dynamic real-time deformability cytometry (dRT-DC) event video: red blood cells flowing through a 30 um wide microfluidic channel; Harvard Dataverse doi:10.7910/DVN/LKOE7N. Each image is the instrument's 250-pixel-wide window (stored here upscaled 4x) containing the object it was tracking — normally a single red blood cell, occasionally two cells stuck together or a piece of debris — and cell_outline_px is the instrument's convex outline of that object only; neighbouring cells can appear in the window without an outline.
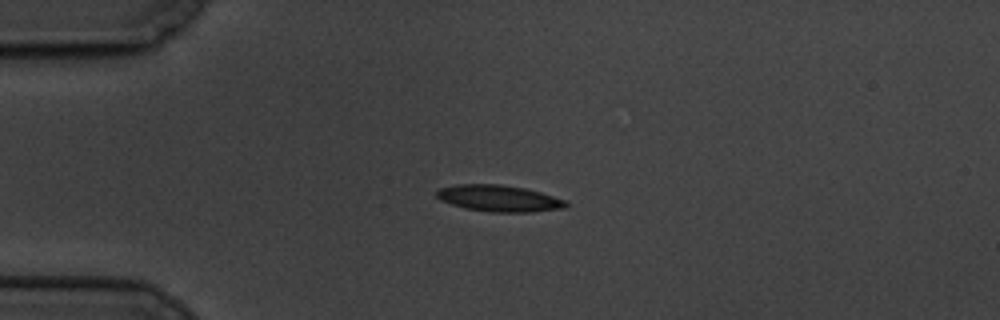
{"species": "common noctule bat (a hibernating species)", "species_latin": "Nyctalus noctula", "temperature_condition": "cold", "stored_images_in_passage": 5, "camera_frame_rate_fps": 3000, "um_per_image_px": 0.085, "animal": {"sex": "male", "body_mass_g": 19.5, "forearm_length_mm": 54.6}, "frame": {"image": 1, "passage_image": 4, "time_ms": 3.667, "image_size_px": [1000, 320], "cell_outline_px": [[568, 204], [564, 208], [532, 212], [492, 212], [464, 208], [440, 200], [436, 196], [436, 192], [440, 188], [456, 184], [500, 184], [524, 188], [540, 192], [568, 200]], "centroid_in_image_um": [42.43, 16.86], "position_along_channel_um": 42.6, "area_um2": 20.0}}